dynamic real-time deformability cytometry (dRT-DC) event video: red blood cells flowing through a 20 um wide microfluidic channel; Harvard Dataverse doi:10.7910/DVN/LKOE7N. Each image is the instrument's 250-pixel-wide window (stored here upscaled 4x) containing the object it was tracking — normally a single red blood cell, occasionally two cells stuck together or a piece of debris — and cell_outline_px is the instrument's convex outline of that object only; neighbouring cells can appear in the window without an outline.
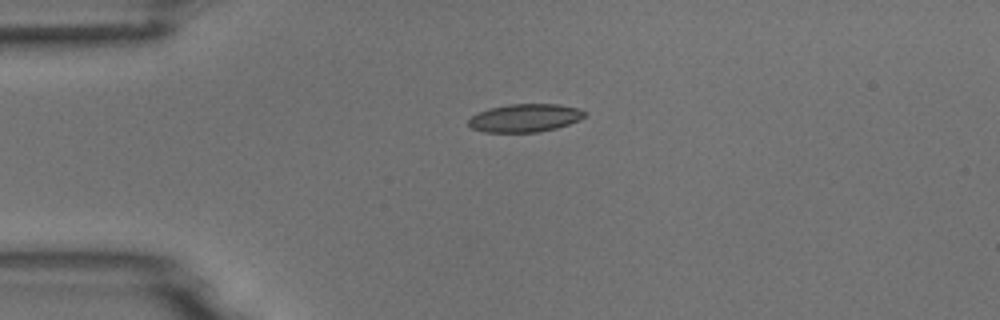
{"species": "common noctule bat (a hibernating species)", "species_latin": "Nyctalus noctula", "temperature_condition": "room temperature", "stored_images_in_passage": 6, "camera_frame_rate_fps": 3000, "um_per_image_px": 0.085, "animal": {"sex": "male", "body_mass_g": 18.8}, "frame": {"image": 1, "passage_image": 1, "time_ms": 0.0, "image_size_px": [1000, 320], "cell_outline_px": [[588, 112], [580, 120], [556, 128], [536, 132], [484, 132], [472, 128], [468, 124], [468, 120], [472, 116], [488, 108], [508, 104], [560, 104], [576, 108]], "centroid_in_image_um": [44.62, 10.02], "position_along_channel_um": 40.4, "area_um2": 18.96}}